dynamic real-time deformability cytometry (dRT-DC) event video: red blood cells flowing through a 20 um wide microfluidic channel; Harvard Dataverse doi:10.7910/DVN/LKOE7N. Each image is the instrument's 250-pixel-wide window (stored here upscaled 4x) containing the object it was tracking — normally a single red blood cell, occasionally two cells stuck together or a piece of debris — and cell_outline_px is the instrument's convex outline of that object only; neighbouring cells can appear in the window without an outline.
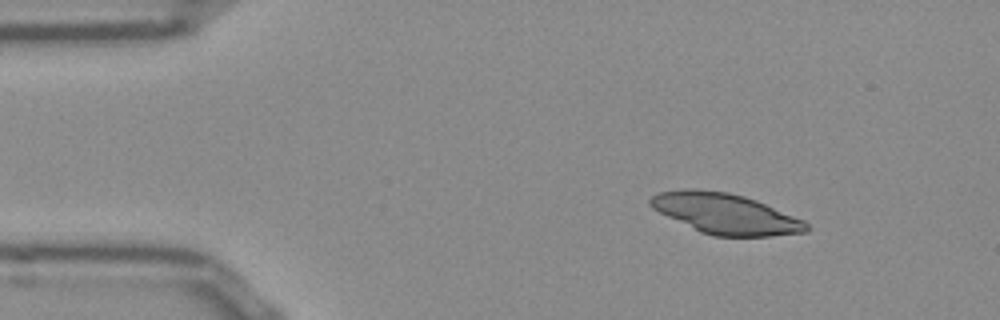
{"species": "Egyptian fruit bat (a non-hibernating species)", "species_latin": "Rousettus aegyptiacus", "temperature_condition": "room temperature", "stored_images_in_passage": 46, "camera_frame_rate_fps": 3000, "um_per_image_px": 0.085, "frame": {"image": 1, "passage_image": 1, "time_ms": 0.0, "image_size_px": [1000, 320], "cell_outline_px": [[812, 228], [808, 232], [772, 236], [712, 236], [700, 232], [652, 208], [648, 204], [648, 200], [652, 196], [660, 192], [684, 188], [688, 188], [728, 192], [744, 196], [756, 200], [804, 220]], "centroid_in_image_um": [61.69, 18.17], "position_along_channel_um": 23.3, "area_um2": 36.76}}